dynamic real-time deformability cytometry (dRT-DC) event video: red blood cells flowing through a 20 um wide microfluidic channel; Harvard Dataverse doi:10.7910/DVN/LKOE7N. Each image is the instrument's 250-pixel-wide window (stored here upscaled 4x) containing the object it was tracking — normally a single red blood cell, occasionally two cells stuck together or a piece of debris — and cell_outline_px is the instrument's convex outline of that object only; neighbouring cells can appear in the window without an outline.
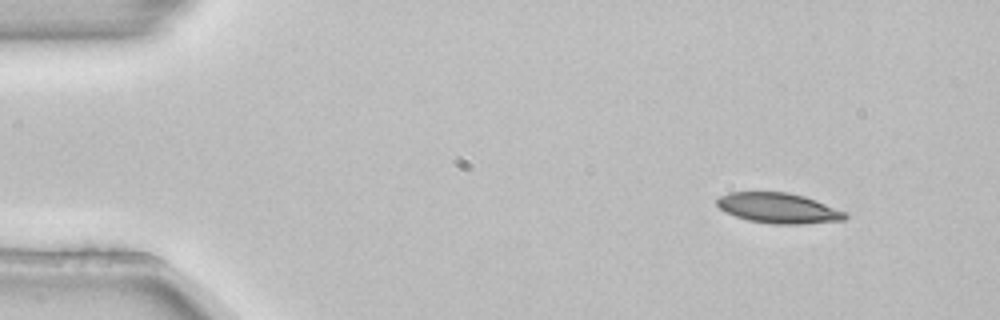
{"species": "common noctule bat (a hibernating species)", "species_latin": "Nyctalus noctula", "temperature_condition": "room temperature", "stored_images_in_passage": 4, "camera_frame_rate_fps": 3000, "um_per_image_px": 0.085, "animal": {"sex": "female", "body_mass_g": 22.7, "forearm_length_mm": 54.2}, "frame": {"image": 1, "passage_image": 1, "time_ms": 0.0, "image_size_px": [1000, 320], "cell_outline_px": [[848, 216], [844, 220], [800, 224], [772, 224], [748, 220], [724, 212], [716, 204], [716, 200], [720, 196], [728, 192], [788, 192], [804, 196], [816, 200], [844, 212]], "centroid_in_image_um": [66.13, 17.69], "position_along_channel_um": 18.9, "area_um2": 22.54}}
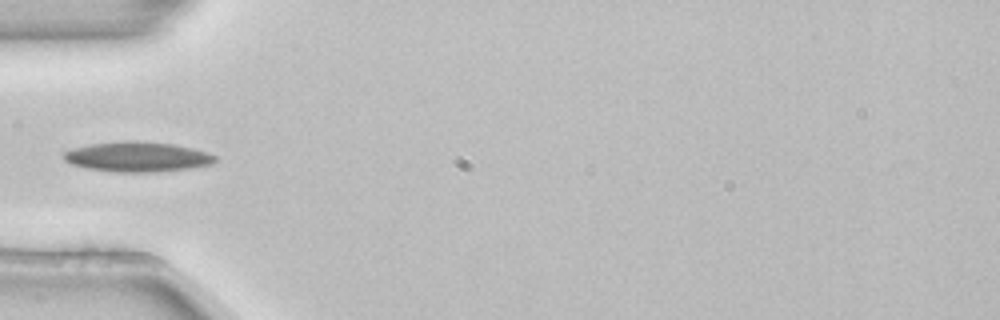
{"frame": {"image": 2, "passage_image": 3, "time_ms": 0.667, "image_size_px": [1000, 320], "cell_outline_px": [[216, 160], [212, 164], [188, 168], [152, 172], [116, 172], [88, 168], [72, 164], [64, 160], [64, 152], [72, 148], [92, 144], [124, 140], [136, 140], [172, 144], [192, 148], [208, 152], [216, 156]], "centroid_in_image_um": [11.68, 13.32], "position_along_channel_um": 73.3, "area_um2": 26.36}}